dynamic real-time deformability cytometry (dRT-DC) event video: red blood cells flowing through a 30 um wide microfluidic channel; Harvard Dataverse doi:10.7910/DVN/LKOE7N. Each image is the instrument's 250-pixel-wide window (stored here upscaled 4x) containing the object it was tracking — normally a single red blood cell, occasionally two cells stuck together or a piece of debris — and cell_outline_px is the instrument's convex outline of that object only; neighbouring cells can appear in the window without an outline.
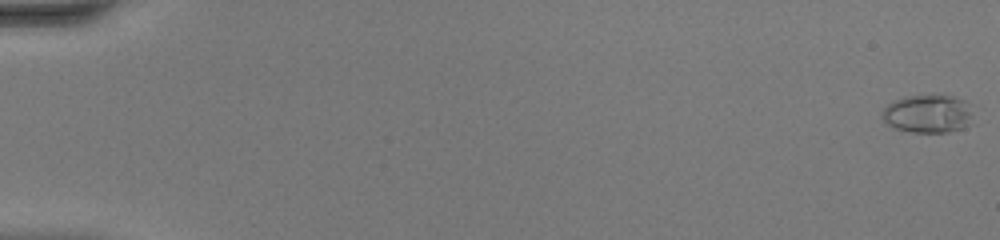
{"species": "common noctule bat (a hibernating species)", "species_latin": "Nyctalus noctula", "temperature_condition": "warm", "stored_images_in_passage": 49, "camera_frame_rate_fps": 3000, "um_per_image_px": 0.085, "animal": {"sex": "female", "body_mass_g": 20.0, "forearm_length_mm": 54.0}, "frame": {"image": 1, "passage_image": 1, "time_ms": 0.0, "image_size_px": [1000, 240], "cell_outline_px": [[968, 116], [964, 128], [948, 132], [908, 132], [896, 128], [888, 124], [880, 116], [884, 108], [888, 104], [896, 100], [908, 96], [952, 96], [964, 100], [968, 104]], "centroid_in_image_um": [78.78, 9.68], "position_along_channel_um": 6.2, "area_um2": 19.54}}
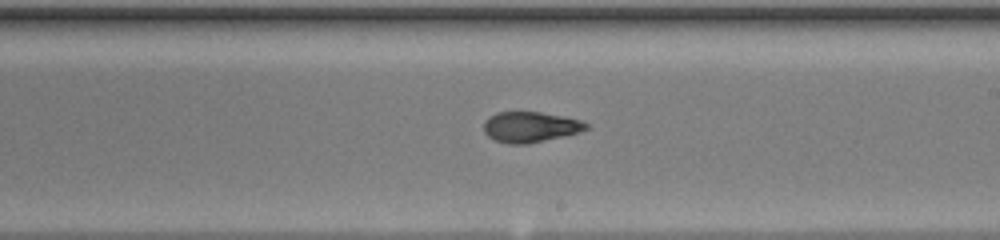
{"frame": {"image": 2, "passage_image": 30, "time_ms": 9.667, "image_size_px": [1000, 240], "cell_outline_px": [[588, 128], [564, 136], [528, 144], [508, 144], [492, 140], [484, 132], [484, 120], [488, 116], [496, 112], [540, 112], [580, 120], [588, 124]], "centroid_in_image_um": [45.0, 10.8], "position_along_channel_um": 244.0, "area_um2": 18.21}}
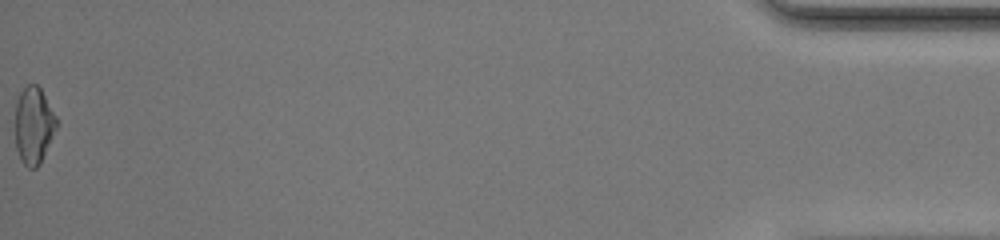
{"frame": {"image": 3, "passage_image": 49, "time_ms": 16.0, "image_size_px": [1000, 240], "cell_outline_px": [[56, 128], [40, 164], [36, 168], [28, 168], [20, 160], [16, 148], [16, 100], [20, 92], [28, 84], [36, 84], [40, 88], [56, 116]], "centroid_in_image_um": [2.85, 10.67], "position_along_channel_um": 432.4, "area_um2": 18.32}, "authors_computed_cell_mechanics": {"area_um2": 18.7272, "velocity_mm_per_s": 4.4274, "shape_relaxation_time_tau1_ms": null, "shape_relaxation_time_tau2_ms": 1.4245, "deformation_change_tau1": null, "deformation_change_tau2": 0.0721}}